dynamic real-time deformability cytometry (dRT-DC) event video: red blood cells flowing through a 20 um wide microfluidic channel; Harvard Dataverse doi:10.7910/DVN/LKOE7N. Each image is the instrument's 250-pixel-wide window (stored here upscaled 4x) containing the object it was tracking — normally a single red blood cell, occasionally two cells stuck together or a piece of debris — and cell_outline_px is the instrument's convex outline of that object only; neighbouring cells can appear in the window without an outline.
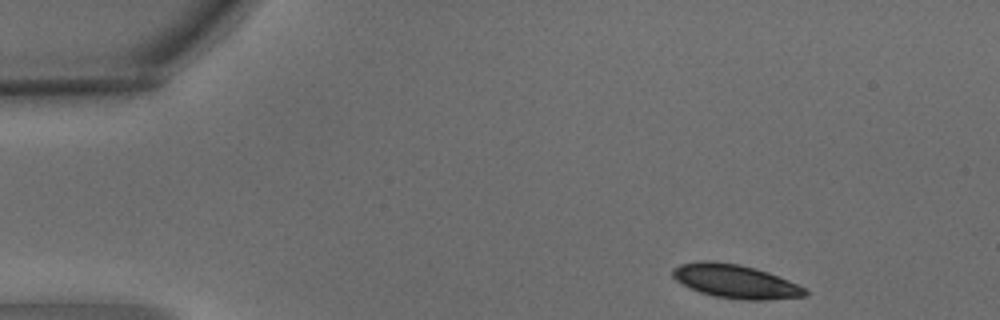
{"species": "common noctule bat (a hibernating species)", "species_latin": "Nyctalus noctula", "temperature_condition": "warm", "stored_images_in_passage": 3, "camera_frame_rate_fps": 3000, "um_per_image_px": 0.085, "animal": {"sex": "male", "body_mass_g": 15.6}, "frame": {"image": 1, "passage_image": 1, "time_ms": 0.0, "image_size_px": [1000, 320], "cell_outline_px": [[808, 296], [764, 300], [748, 300], [716, 296], [700, 292], [676, 280], [672, 276], [672, 268], [680, 264], [700, 260], [712, 260], [740, 264], [756, 268], [768, 272], [788, 280], [804, 288], [808, 292]], "centroid_in_image_um": [62.51, 23.89], "position_along_channel_um": 22.5, "area_um2": 25.89}}